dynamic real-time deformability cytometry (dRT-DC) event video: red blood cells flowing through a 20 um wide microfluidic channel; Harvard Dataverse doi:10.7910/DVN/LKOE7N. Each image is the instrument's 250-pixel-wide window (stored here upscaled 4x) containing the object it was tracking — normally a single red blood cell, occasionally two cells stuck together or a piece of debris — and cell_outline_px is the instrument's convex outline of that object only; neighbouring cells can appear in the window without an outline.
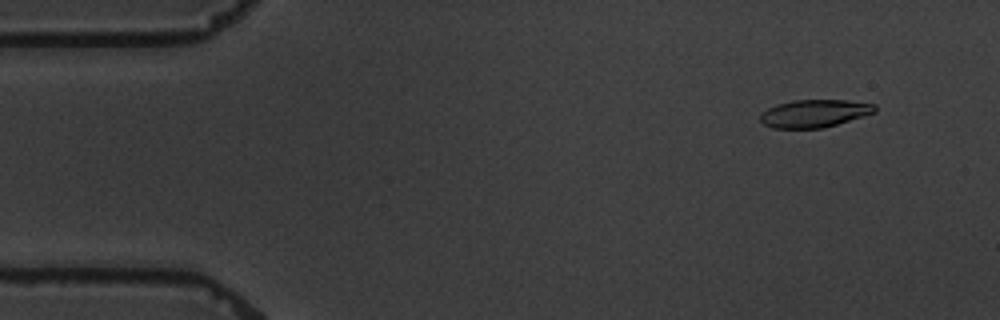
{"species": "common noctule bat (a hibernating species)", "species_latin": "Nyctalus noctula", "temperature_condition": "warm", "stored_images_in_passage": 6, "camera_frame_rate_fps": 3000, "um_per_image_px": 0.085, "animal": {"sex": "male", "body_mass_g": 19.5, "forearm_length_mm": 54.6}, "frame": {"image": 1, "passage_image": 2, "time_ms": 1.0, "image_size_px": [1000, 320], "cell_outline_px": [[876, 112], [864, 116], [836, 124], [820, 128], [772, 128], [764, 124], [760, 120], [760, 112], [776, 104], [792, 100], [848, 100], [876, 104]], "centroid_in_image_um": [69.21, 9.63], "position_along_channel_um": 15.8, "area_um2": 18.55}}
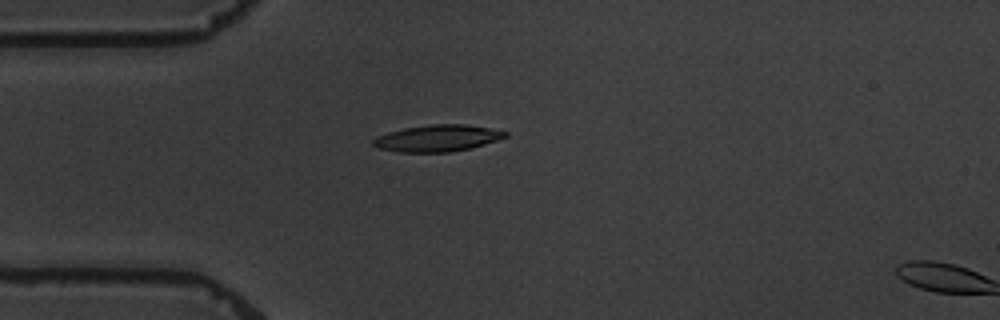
{"frame": {"image": 2, "passage_image": 5, "time_ms": 4.333, "image_size_px": [1000, 320], "cell_outline_px": [[508, 136], [484, 144], [452, 152], [400, 152], [380, 148], [372, 144], [372, 140], [376, 136], [388, 132], [404, 128], [428, 124], [464, 124], [488, 128], [508, 132]], "centroid_in_image_um": [37.15, 11.74], "position_along_channel_um": 47.8, "area_um2": 20.35}}